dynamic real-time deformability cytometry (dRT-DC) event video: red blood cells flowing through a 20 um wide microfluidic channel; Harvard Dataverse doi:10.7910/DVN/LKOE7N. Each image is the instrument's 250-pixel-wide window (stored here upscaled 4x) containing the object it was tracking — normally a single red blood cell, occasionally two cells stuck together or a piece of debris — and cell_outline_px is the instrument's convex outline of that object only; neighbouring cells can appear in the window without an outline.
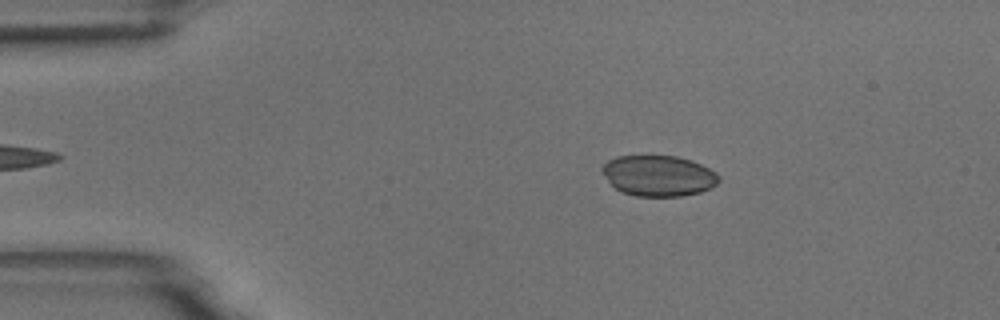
{"species": "common noctule bat (a hibernating species)", "species_latin": "Nyctalus noctula", "temperature_condition": "room temperature", "stored_images_in_passage": 43, "camera_frame_rate_fps": 3000, "um_per_image_px": 0.085, "animal": {"sex": "male", "body_mass_g": 18.8}, "frame": {"image": 1, "passage_image": 6, "time_ms": 1.667, "image_size_px": [1000, 320], "cell_outline_px": [[720, 180], [712, 188], [700, 192], [680, 196], [636, 196], [620, 192], [608, 180], [600, 168], [608, 160], [616, 156], [676, 156], [692, 160], [716, 172], [720, 176]], "centroid_in_image_um": [55.99, 14.94], "position_along_channel_um": 29.0, "area_um2": 27.74}}
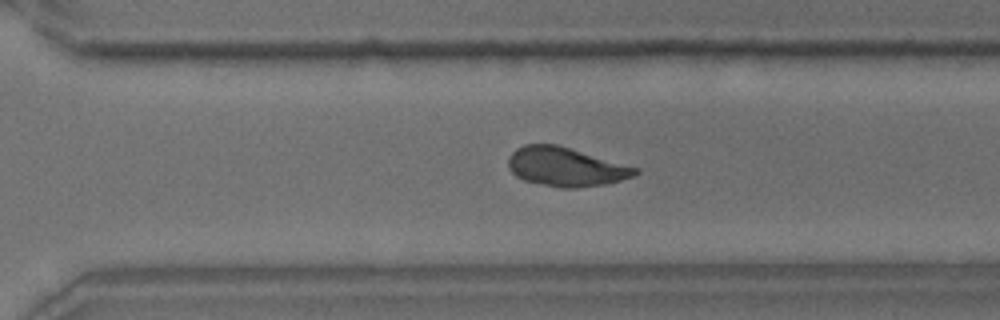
{"frame": {"image": 2, "passage_image": 34, "time_ms": 11.0, "image_size_px": [1000, 320], "cell_outline_px": [[640, 172], [636, 176], [604, 184], [576, 188], [564, 188], [524, 180], [516, 176], [508, 168], [508, 156], [516, 148], [524, 144], [556, 144], [640, 168]], "centroid_in_image_um": [48.1, 14.17], "position_along_channel_um": 322.5, "area_um2": 28.78}}
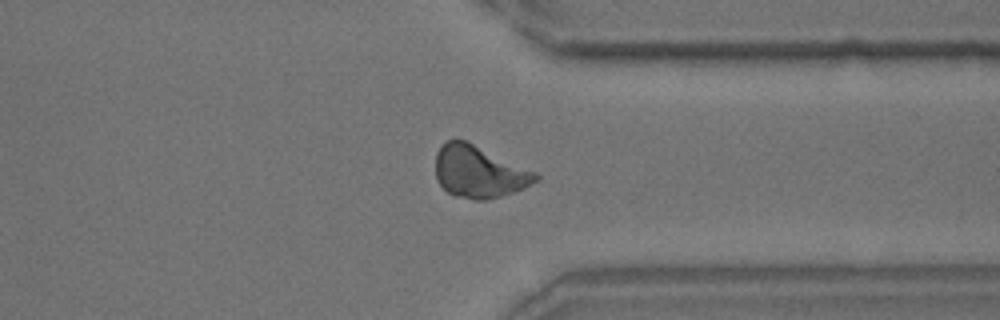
{"frame": {"image": 3, "passage_image": 38, "time_ms": 12.333, "image_size_px": [1000, 320], "cell_outline_px": [[540, 180], [524, 188], [500, 196], [484, 200], [472, 200], [452, 196], [436, 180], [436, 152], [448, 140], [468, 140], [536, 172], [540, 176]], "centroid_in_image_um": [40.73, 14.6], "position_along_channel_um": 370.7, "area_um2": 30.58}, "authors_computed_cell_mechanics": {"area_um2": 28.322, "velocity_mm_per_s": 3.7181, "shape_relaxation_time_tau1_ms": null, "shape_relaxation_time_tau2_ms": 5.6121, "deformation_change_tau1": null, "deformation_change_tau2": 0.0884}}